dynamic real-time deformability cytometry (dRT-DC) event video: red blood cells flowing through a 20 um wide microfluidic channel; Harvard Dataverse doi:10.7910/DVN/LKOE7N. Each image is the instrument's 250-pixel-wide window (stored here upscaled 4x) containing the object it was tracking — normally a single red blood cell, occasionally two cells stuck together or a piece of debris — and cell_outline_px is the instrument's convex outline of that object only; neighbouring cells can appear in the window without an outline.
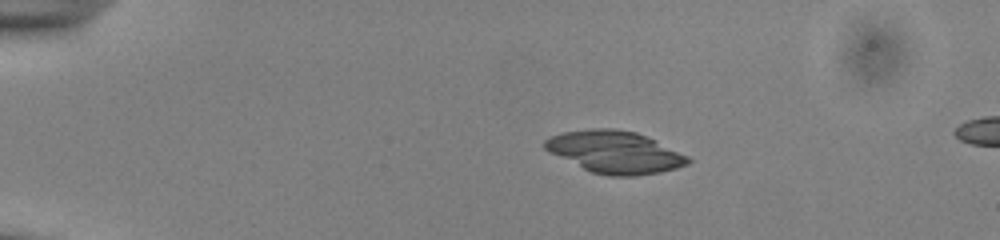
{"species": "common noctule bat (a hibernating species)", "species_latin": "Nyctalus noctula", "temperature_condition": "cold", "stored_images_in_passage": 43, "camera_frame_rate_fps": 3000, "um_per_image_px": 0.085, "animal": {"sex": "male", "body_mass_g": 13.0, "forearm_length_mm": 53.1}, "frame": {"image": 1, "passage_image": 1, "time_ms": 0.0, "image_size_px": [1000, 240], "cell_outline_px": [[692, 160], [688, 164], [676, 168], [660, 172], [636, 176], [608, 176], [592, 172], [548, 152], [544, 148], [544, 140], [548, 136], [560, 132], [592, 128], [616, 128], [636, 132], [656, 140], [688, 156]], "centroid_in_image_um": [52.24, 12.91], "position_along_channel_um": 32.8, "area_um2": 35.37}}